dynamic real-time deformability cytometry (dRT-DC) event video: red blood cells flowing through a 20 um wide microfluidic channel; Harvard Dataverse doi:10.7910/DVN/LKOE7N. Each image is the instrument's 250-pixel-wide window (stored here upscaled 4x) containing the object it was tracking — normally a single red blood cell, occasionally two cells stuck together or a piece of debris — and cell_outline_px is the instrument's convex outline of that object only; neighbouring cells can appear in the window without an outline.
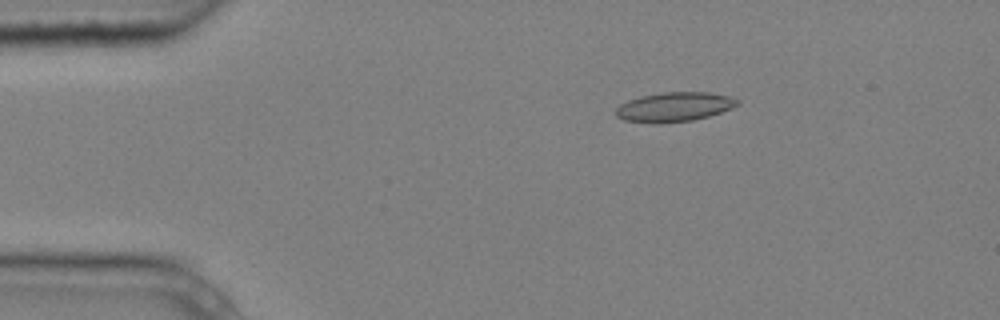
{"species": "common noctule bat (a hibernating species)", "species_latin": "Nyctalus noctula", "temperature_condition": "cold", "stored_images_in_passage": 6, "camera_frame_rate_fps": 3000, "um_per_image_px": 0.085, "animal": {"sex": "male", "body_mass_g": 20.4}, "frame": {"image": 1, "passage_image": 3, "time_ms": 0.667, "image_size_px": [1000, 320], "cell_outline_px": [[740, 104], [732, 108], [708, 116], [692, 120], [660, 124], [624, 120], [616, 116], [616, 108], [620, 104], [628, 100], [640, 96], [664, 92], [708, 92], [732, 96], [740, 100]], "centroid_in_image_um": [57.33, 9.08], "position_along_channel_um": 27.7, "area_um2": 20.98}}
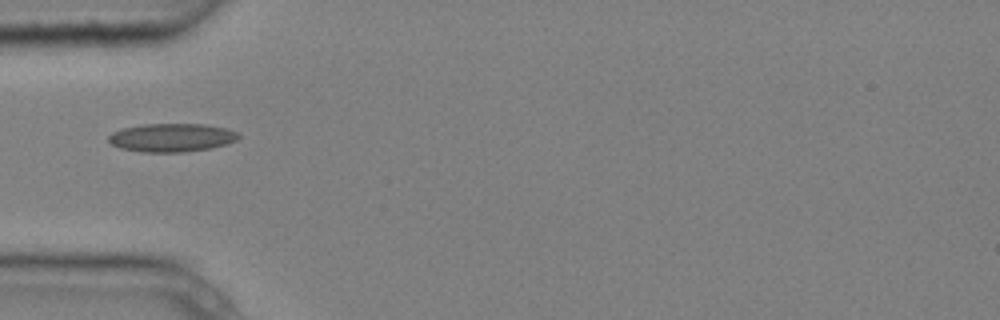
{"frame": {"image": 2, "passage_image": 5, "time_ms": 1.333, "image_size_px": [1000, 320], "cell_outline_px": [[240, 136], [236, 140], [212, 148], [184, 152], [144, 152], [120, 148], [112, 144], [108, 140], [108, 136], [112, 132], [124, 128], [144, 124], [204, 124], [228, 128], [240, 132]], "centroid_in_image_um": [14.62, 11.69], "position_along_channel_um": 70.4, "area_um2": 21.56}}
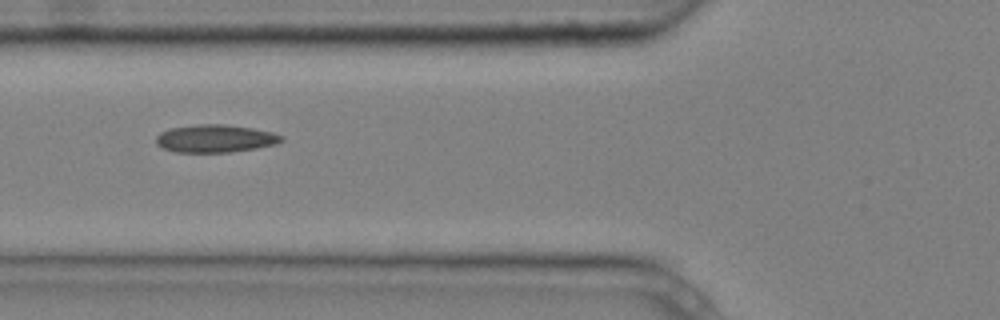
{"frame": {"image": 3, "passage_image": 6, "time_ms": 1.667, "image_size_px": [1000, 320], "cell_outline_px": [[284, 140], [276, 144], [256, 148], [228, 152], [176, 152], [164, 148], [156, 144], [156, 136], [160, 132], [168, 128], [200, 124], [224, 124], [252, 128], [272, 132], [284, 136]], "centroid_in_image_um": [18.29, 11.77], "position_along_channel_um": 107.5, "area_um2": 20.29}}